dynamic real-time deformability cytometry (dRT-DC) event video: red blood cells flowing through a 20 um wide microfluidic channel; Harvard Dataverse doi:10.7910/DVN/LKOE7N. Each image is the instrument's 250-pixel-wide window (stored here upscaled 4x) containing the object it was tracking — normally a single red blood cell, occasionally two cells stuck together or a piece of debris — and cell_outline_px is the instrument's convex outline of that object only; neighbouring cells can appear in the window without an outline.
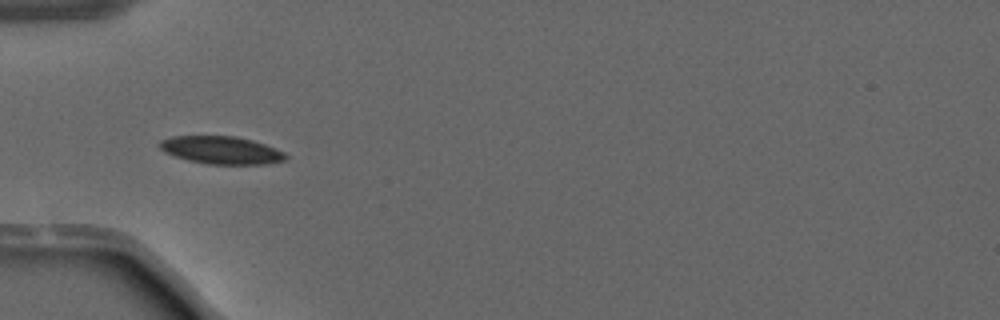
{"species": "common noctule bat (a hibernating species)", "species_latin": "Nyctalus noctula", "temperature_condition": "warm", "stored_images_in_passage": 7, "camera_frame_rate_fps": 3000, "um_per_image_px": 0.085, "animal": {"sex": "male", "forearm_length_mm": 52.5}, "frame": {"image": 1, "passage_image": 1, "time_ms": 0.0, "image_size_px": [1000, 320], "cell_outline_px": [[288, 156], [284, 160], [264, 164], [208, 164], [188, 160], [164, 152], [156, 144], [160, 140], [172, 136], [236, 136], [252, 140], [276, 148], [284, 152]], "centroid_in_image_um": [18.78, 12.75], "position_along_channel_um": 66.2, "area_um2": 20.35}}
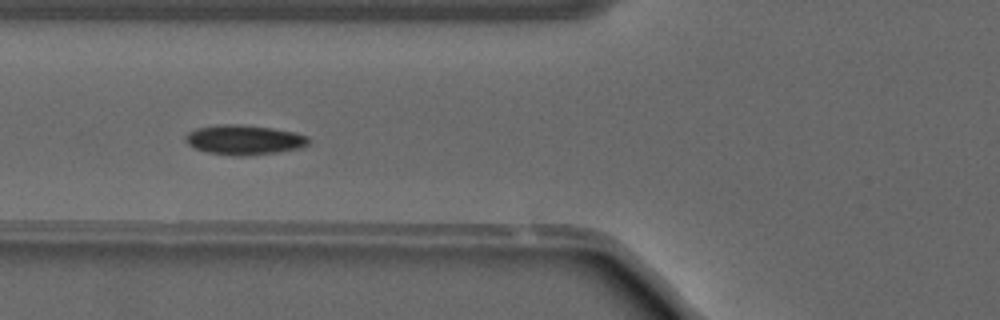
{"frame": {"image": 2, "passage_image": 4, "time_ms": 1.0, "image_size_px": [1000, 320], "cell_outline_px": [[308, 144], [300, 148], [276, 152], [244, 156], [232, 156], [208, 152], [196, 148], [188, 144], [184, 140], [184, 136], [188, 132], [196, 128], [216, 124], [240, 124], [272, 128], [296, 132], [308, 136]], "centroid_in_image_um": [20.73, 11.87], "position_along_channel_um": 105.1, "area_um2": 21.44}}